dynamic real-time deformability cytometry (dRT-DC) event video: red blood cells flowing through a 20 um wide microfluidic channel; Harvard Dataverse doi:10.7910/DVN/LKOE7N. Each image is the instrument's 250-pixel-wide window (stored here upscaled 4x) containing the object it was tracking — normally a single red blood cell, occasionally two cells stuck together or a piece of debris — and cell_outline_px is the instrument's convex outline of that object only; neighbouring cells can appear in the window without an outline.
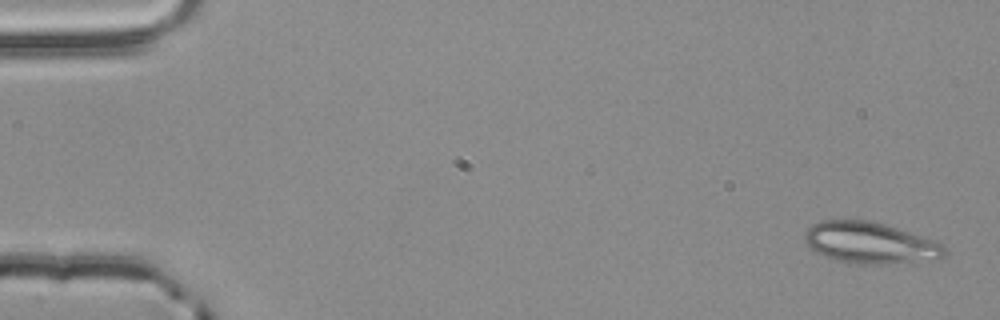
{"species": "common noctule bat (a hibernating species)", "species_latin": "Nyctalus noctula", "temperature_condition": "room temperature", "stored_images_in_passage": 4, "camera_frame_rate_fps": 3000, "um_per_image_px": 0.085, "animal": {"sex": "male", "body_mass_g": 20.4}, "frame": {"image": 1, "passage_image": 1, "time_ms": 0.0, "image_size_px": [1000, 320], "cell_outline_px": [[948, 252], [944, 256], [884, 264], [848, 264], [824, 256], [816, 252], [804, 240], [804, 232], [812, 224], [820, 220], [868, 220], [884, 224], [936, 240], [948, 248]], "centroid_in_image_um": [73.91, 20.63], "position_along_channel_um": 11.1, "area_um2": 33.52}}